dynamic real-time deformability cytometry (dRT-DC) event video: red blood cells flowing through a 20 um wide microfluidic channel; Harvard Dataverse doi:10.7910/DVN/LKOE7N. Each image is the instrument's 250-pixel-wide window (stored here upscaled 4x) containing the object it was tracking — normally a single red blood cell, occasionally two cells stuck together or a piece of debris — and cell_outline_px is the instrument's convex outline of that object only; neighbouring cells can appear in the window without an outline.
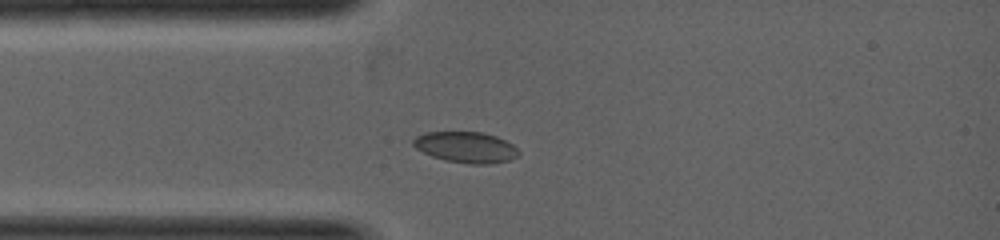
{"species": "common noctule bat (a hibernating species)", "species_latin": "Nyctalus noctula", "temperature_condition": "warm", "stored_images_in_passage": 1, "camera_frame_rate_fps": 5000, "um_per_image_px": 0.085, "animal": {"sex": "female", "body_mass_g": 19.0, "forearm_length_mm": 53.3}, "frame": {"image": 1, "passage_image": 1, "time_ms": 0.0, "image_size_px": [1000, 240], "cell_outline_px": [[520, 152], [516, 156], [508, 160], [492, 164], [468, 164], [444, 160], [432, 156], [416, 148], [412, 144], [412, 140], [416, 136], [428, 132], [480, 132], [496, 136], [512, 144]], "centroid_in_image_um": [39.59, 12.52], "position_along_channel_um": 45.4, "area_um2": 18.9}}